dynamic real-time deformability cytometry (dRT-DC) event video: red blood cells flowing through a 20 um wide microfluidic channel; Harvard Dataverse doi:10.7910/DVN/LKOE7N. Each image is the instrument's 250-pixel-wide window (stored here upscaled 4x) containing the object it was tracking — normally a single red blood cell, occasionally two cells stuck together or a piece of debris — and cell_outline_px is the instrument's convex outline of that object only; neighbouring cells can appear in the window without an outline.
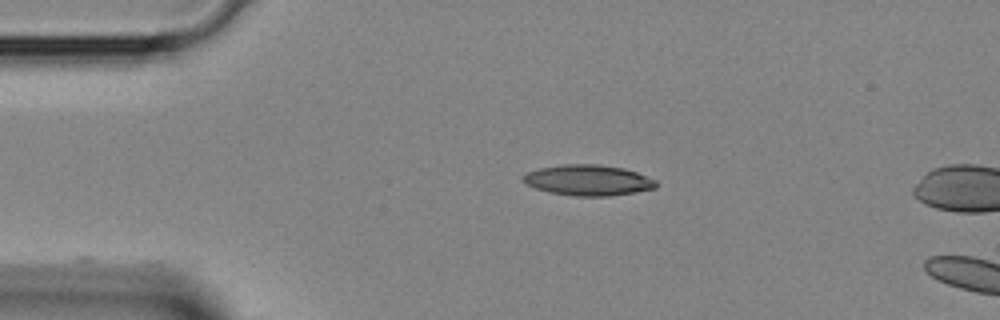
{"species": "Egyptian fruit bat (a non-hibernating species)", "species_latin": "Rousettus aegyptiacus", "temperature_condition": "room temperature", "stored_images_in_passage": 3, "camera_frame_rate_fps": 3000, "um_per_image_px": 0.085, "animal": {"sex": "female"}, "frame": {"image": 1, "passage_image": 1, "time_ms": 0.0, "image_size_px": [1000, 320], "cell_outline_px": [[656, 188], [636, 192], [608, 196], [576, 196], [548, 192], [536, 188], [528, 184], [524, 180], [524, 176], [528, 172], [540, 168], [560, 164], [600, 164], [624, 168], [636, 172], [656, 180]], "centroid_in_image_um": [50.02, 15.31], "position_along_channel_um": 35.0, "area_um2": 23.64}}